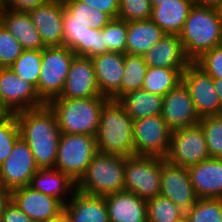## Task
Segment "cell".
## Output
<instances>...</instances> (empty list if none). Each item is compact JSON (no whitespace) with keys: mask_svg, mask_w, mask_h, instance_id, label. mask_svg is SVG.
<instances>
[{"mask_svg":"<svg viewBox=\"0 0 222 222\" xmlns=\"http://www.w3.org/2000/svg\"><path fill=\"white\" fill-rule=\"evenodd\" d=\"M63 11V0H48L45 4L28 12L45 47L63 46Z\"/></svg>","mask_w":222,"mask_h":222,"instance_id":"16","label":"cell"},{"mask_svg":"<svg viewBox=\"0 0 222 222\" xmlns=\"http://www.w3.org/2000/svg\"><path fill=\"white\" fill-rule=\"evenodd\" d=\"M94 9L106 13L111 19L118 18L119 0H80Z\"/></svg>","mask_w":222,"mask_h":222,"instance_id":"44","label":"cell"},{"mask_svg":"<svg viewBox=\"0 0 222 222\" xmlns=\"http://www.w3.org/2000/svg\"><path fill=\"white\" fill-rule=\"evenodd\" d=\"M1 8H2V0H0V11H1Z\"/></svg>","mask_w":222,"mask_h":222,"instance_id":"52","label":"cell"},{"mask_svg":"<svg viewBox=\"0 0 222 222\" xmlns=\"http://www.w3.org/2000/svg\"><path fill=\"white\" fill-rule=\"evenodd\" d=\"M97 151L118 156H134L133 119L118 100L102 107L96 135Z\"/></svg>","mask_w":222,"mask_h":222,"instance_id":"3","label":"cell"},{"mask_svg":"<svg viewBox=\"0 0 222 222\" xmlns=\"http://www.w3.org/2000/svg\"><path fill=\"white\" fill-rule=\"evenodd\" d=\"M109 222H148L147 201L138 195L121 191L105 196Z\"/></svg>","mask_w":222,"mask_h":222,"instance_id":"23","label":"cell"},{"mask_svg":"<svg viewBox=\"0 0 222 222\" xmlns=\"http://www.w3.org/2000/svg\"><path fill=\"white\" fill-rule=\"evenodd\" d=\"M0 22L21 43L24 50H42L45 48L40 34L27 12L2 7Z\"/></svg>","mask_w":222,"mask_h":222,"instance_id":"25","label":"cell"},{"mask_svg":"<svg viewBox=\"0 0 222 222\" xmlns=\"http://www.w3.org/2000/svg\"><path fill=\"white\" fill-rule=\"evenodd\" d=\"M28 186L33 190L60 200L64 205L69 201L76 189V183L55 167L39 168L31 178Z\"/></svg>","mask_w":222,"mask_h":222,"instance_id":"26","label":"cell"},{"mask_svg":"<svg viewBox=\"0 0 222 222\" xmlns=\"http://www.w3.org/2000/svg\"><path fill=\"white\" fill-rule=\"evenodd\" d=\"M75 56V53L64 45L42 49L41 69L36 91L45 104L62 93Z\"/></svg>","mask_w":222,"mask_h":222,"instance_id":"6","label":"cell"},{"mask_svg":"<svg viewBox=\"0 0 222 222\" xmlns=\"http://www.w3.org/2000/svg\"><path fill=\"white\" fill-rule=\"evenodd\" d=\"M181 82L188 89L195 111L200 118L222 114L214 79L195 62H191L182 72Z\"/></svg>","mask_w":222,"mask_h":222,"instance_id":"11","label":"cell"},{"mask_svg":"<svg viewBox=\"0 0 222 222\" xmlns=\"http://www.w3.org/2000/svg\"><path fill=\"white\" fill-rule=\"evenodd\" d=\"M181 222H189L188 219L186 217H184Z\"/></svg>","mask_w":222,"mask_h":222,"instance_id":"51","label":"cell"},{"mask_svg":"<svg viewBox=\"0 0 222 222\" xmlns=\"http://www.w3.org/2000/svg\"><path fill=\"white\" fill-rule=\"evenodd\" d=\"M11 115L12 113L8 110V108L2 103L0 99V122L6 120Z\"/></svg>","mask_w":222,"mask_h":222,"instance_id":"48","label":"cell"},{"mask_svg":"<svg viewBox=\"0 0 222 222\" xmlns=\"http://www.w3.org/2000/svg\"><path fill=\"white\" fill-rule=\"evenodd\" d=\"M38 169L28 144L20 136L8 158L0 165V183L11 193L28 186Z\"/></svg>","mask_w":222,"mask_h":222,"instance_id":"12","label":"cell"},{"mask_svg":"<svg viewBox=\"0 0 222 222\" xmlns=\"http://www.w3.org/2000/svg\"><path fill=\"white\" fill-rule=\"evenodd\" d=\"M164 35L151 19L127 22L126 53L143 56Z\"/></svg>","mask_w":222,"mask_h":222,"instance_id":"27","label":"cell"},{"mask_svg":"<svg viewBox=\"0 0 222 222\" xmlns=\"http://www.w3.org/2000/svg\"><path fill=\"white\" fill-rule=\"evenodd\" d=\"M161 116L171 131L199 123L193 100L182 82L163 97Z\"/></svg>","mask_w":222,"mask_h":222,"instance_id":"15","label":"cell"},{"mask_svg":"<svg viewBox=\"0 0 222 222\" xmlns=\"http://www.w3.org/2000/svg\"><path fill=\"white\" fill-rule=\"evenodd\" d=\"M160 194L183 211H188L198 197L193 189L187 167L173 165L161 158Z\"/></svg>","mask_w":222,"mask_h":222,"instance_id":"14","label":"cell"},{"mask_svg":"<svg viewBox=\"0 0 222 222\" xmlns=\"http://www.w3.org/2000/svg\"><path fill=\"white\" fill-rule=\"evenodd\" d=\"M143 56L148 67L187 68L191 63L179 35L165 34Z\"/></svg>","mask_w":222,"mask_h":222,"instance_id":"22","label":"cell"},{"mask_svg":"<svg viewBox=\"0 0 222 222\" xmlns=\"http://www.w3.org/2000/svg\"><path fill=\"white\" fill-rule=\"evenodd\" d=\"M21 138L28 144L39 168H54L61 131L55 113L45 104L14 113Z\"/></svg>","mask_w":222,"mask_h":222,"instance_id":"1","label":"cell"},{"mask_svg":"<svg viewBox=\"0 0 222 222\" xmlns=\"http://www.w3.org/2000/svg\"><path fill=\"white\" fill-rule=\"evenodd\" d=\"M109 52L102 30L88 28L84 35V43H79V56L93 58Z\"/></svg>","mask_w":222,"mask_h":222,"instance_id":"40","label":"cell"},{"mask_svg":"<svg viewBox=\"0 0 222 222\" xmlns=\"http://www.w3.org/2000/svg\"><path fill=\"white\" fill-rule=\"evenodd\" d=\"M97 152L96 136L61 133L54 167L77 183Z\"/></svg>","mask_w":222,"mask_h":222,"instance_id":"7","label":"cell"},{"mask_svg":"<svg viewBox=\"0 0 222 222\" xmlns=\"http://www.w3.org/2000/svg\"><path fill=\"white\" fill-rule=\"evenodd\" d=\"M105 96L68 99L54 98L47 105L55 113L61 133L96 136Z\"/></svg>","mask_w":222,"mask_h":222,"instance_id":"4","label":"cell"},{"mask_svg":"<svg viewBox=\"0 0 222 222\" xmlns=\"http://www.w3.org/2000/svg\"><path fill=\"white\" fill-rule=\"evenodd\" d=\"M42 60V50H23L10 68L24 81L37 88Z\"/></svg>","mask_w":222,"mask_h":222,"instance_id":"33","label":"cell"},{"mask_svg":"<svg viewBox=\"0 0 222 222\" xmlns=\"http://www.w3.org/2000/svg\"><path fill=\"white\" fill-rule=\"evenodd\" d=\"M0 99L12 114L45 105L36 88L17 76L10 67L0 68Z\"/></svg>","mask_w":222,"mask_h":222,"instance_id":"13","label":"cell"},{"mask_svg":"<svg viewBox=\"0 0 222 222\" xmlns=\"http://www.w3.org/2000/svg\"><path fill=\"white\" fill-rule=\"evenodd\" d=\"M214 85H215L217 95L219 96L220 104L222 108V79H218V78L214 79Z\"/></svg>","mask_w":222,"mask_h":222,"instance_id":"49","label":"cell"},{"mask_svg":"<svg viewBox=\"0 0 222 222\" xmlns=\"http://www.w3.org/2000/svg\"><path fill=\"white\" fill-rule=\"evenodd\" d=\"M209 157L205 135L199 124L171 132L165 157L167 162L188 168Z\"/></svg>","mask_w":222,"mask_h":222,"instance_id":"9","label":"cell"},{"mask_svg":"<svg viewBox=\"0 0 222 222\" xmlns=\"http://www.w3.org/2000/svg\"><path fill=\"white\" fill-rule=\"evenodd\" d=\"M101 96L91 58L75 56L62 93L56 98L78 99Z\"/></svg>","mask_w":222,"mask_h":222,"instance_id":"19","label":"cell"},{"mask_svg":"<svg viewBox=\"0 0 222 222\" xmlns=\"http://www.w3.org/2000/svg\"><path fill=\"white\" fill-rule=\"evenodd\" d=\"M178 35L186 57L195 62L205 52L222 45L220 9L194 5Z\"/></svg>","mask_w":222,"mask_h":222,"instance_id":"2","label":"cell"},{"mask_svg":"<svg viewBox=\"0 0 222 222\" xmlns=\"http://www.w3.org/2000/svg\"><path fill=\"white\" fill-rule=\"evenodd\" d=\"M171 132L161 115L133 120L135 155L165 158Z\"/></svg>","mask_w":222,"mask_h":222,"instance_id":"10","label":"cell"},{"mask_svg":"<svg viewBox=\"0 0 222 222\" xmlns=\"http://www.w3.org/2000/svg\"><path fill=\"white\" fill-rule=\"evenodd\" d=\"M107 50L115 53H126L127 22L120 18L111 19L102 29Z\"/></svg>","mask_w":222,"mask_h":222,"instance_id":"36","label":"cell"},{"mask_svg":"<svg viewBox=\"0 0 222 222\" xmlns=\"http://www.w3.org/2000/svg\"><path fill=\"white\" fill-rule=\"evenodd\" d=\"M195 63L213 79H222V45L205 52Z\"/></svg>","mask_w":222,"mask_h":222,"instance_id":"41","label":"cell"},{"mask_svg":"<svg viewBox=\"0 0 222 222\" xmlns=\"http://www.w3.org/2000/svg\"><path fill=\"white\" fill-rule=\"evenodd\" d=\"M0 222H32V220L10 198L4 205Z\"/></svg>","mask_w":222,"mask_h":222,"instance_id":"43","label":"cell"},{"mask_svg":"<svg viewBox=\"0 0 222 222\" xmlns=\"http://www.w3.org/2000/svg\"><path fill=\"white\" fill-rule=\"evenodd\" d=\"M184 217L185 211L161 194L147 201L148 222H181Z\"/></svg>","mask_w":222,"mask_h":222,"instance_id":"32","label":"cell"},{"mask_svg":"<svg viewBox=\"0 0 222 222\" xmlns=\"http://www.w3.org/2000/svg\"><path fill=\"white\" fill-rule=\"evenodd\" d=\"M63 45L79 56V43H84V35L89 27L79 22H63Z\"/></svg>","mask_w":222,"mask_h":222,"instance_id":"42","label":"cell"},{"mask_svg":"<svg viewBox=\"0 0 222 222\" xmlns=\"http://www.w3.org/2000/svg\"><path fill=\"white\" fill-rule=\"evenodd\" d=\"M152 7L151 20L165 34L178 35L194 6L192 0L150 1Z\"/></svg>","mask_w":222,"mask_h":222,"instance_id":"24","label":"cell"},{"mask_svg":"<svg viewBox=\"0 0 222 222\" xmlns=\"http://www.w3.org/2000/svg\"><path fill=\"white\" fill-rule=\"evenodd\" d=\"M161 158L155 156L125 157L124 191L148 201L160 194Z\"/></svg>","mask_w":222,"mask_h":222,"instance_id":"8","label":"cell"},{"mask_svg":"<svg viewBox=\"0 0 222 222\" xmlns=\"http://www.w3.org/2000/svg\"><path fill=\"white\" fill-rule=\"evenodd\" d=\"M45 222H70L68 216L66 215V213L63 211L60 215H58L57 217L51 219V220H47Z\"/></svg>","mask_w":222,"mask_h":222,"instance_id":"50","label":"cell"},{"mask_svg":"<svg viewBox=\"0 0 222 222\" xmlns=\"http://www.w3.org/2000/svg\"><path fill=\"white\" fill-rule=\"evenodd\" d=\"M19 137L20 130L15 114L0 122V165L8 158Z\"/></svg>","mask_w":222,"mask_h":222,"instance_id":"39","label":"cell"},{"mask_svg":"<svg viewBox=\"0 0 222 222\" xmlns=\"http://www.w3.org/2000/svg\"><path fill=\"white\" fill-rule=\"evenodd\" d=\"M23 50L21 43L0 22V68L10 67Z\"/></svg>","mask_w":222,"mask_h":222,"instance_id":"37","label":"cell"},{"mask_svg":"<svg viewBox=\"0 0 222 222\" xmlns=\"http://www.w3.org/2000/svg\"><path fill=\"white\" fill-rule=\"evenodd\" d=\"M147 70L148 66L145 63L144 56L125 53L121 97L130 91L142 88Z\"/></svg>","mask_w":222,"mask_h":222,"instance_id":"31","label":"cell"},{"mask_svg":"<svg viewBox=\"0 0 222 222\" xmlns=\"http://www.w3.org/2000/svg\"><path fill=\"white\" fill-rule=\"evenodd\" d=\"M10 198H11V193L7 191L0 183V219L4 205L9 201Z\"/></svg>","mask_w":222,"mask_h":222,"instance_id":"47","label":"cell"},{"mask_svg":"<svg viewBox=\"0 0 222 222\" xmlns=\"http://www.w3.org/2000/svg\"><path fill=\"white\" fill-rule=\"evenodd\" d=\"M210 158H222V115L200 118Z\"/></svg>","mask_w":222,"mask_h":222,"instance_id":"35","label":"cell"},{"mask_svg":"<svg viewBox=\"0 0 222 222\" xmlns=\"http://www.w3.org/2000/svg\"><path fill=\"white\" fill-rule=\"evenodd\" d=\"M193 5L199 7H212L220 9L222 6V0H192Z\"/></svg>","mask_w":222,"mask_h":222,"instance_id":"46","label":"cell"},{"mask_svg":"<svg viewBox=\"0 0 222 222\" xmlns=\"http://www.w3.org/2000/svg\"><path fill=\"white\" fill-rule=\"evenodd\" d=\"M118 101L133 120L161 115L163 97L143 89L130 91Z\"/></svg>","mask_w":222,"mask_h":222,"instance_id":"28","label":"cell"},{"mask_svg":"<svg viewBox=\"0 0 222 222\" xmlns=\"http://www.w3.org/2000/svg\"><path fill=\"white\" fill-rule=\"evenodd\" d=\"M47 1L48 0H2V7L28 13L38 6L45 4Z\"/></svg>","mask_w":222,"mask_h":222,"instance_id":"45","label":"cell"},{"mask_svg":"<svg viewBox=\"0 0 222 222\" xmlns=\"http://www.w3.org/2000/svg\"><path fill=\"white\" fill-rule=\"evenodd\" d=\"M185 69L148 67L141 89L164 97L181 82Z\"/></svg>","mask_w":222,"mask_h":222,"instance_id":"30","label":"cell"},{"mask_svg":"<svg viewBox=\"0 0 222 222\" xmlns=\"http://www.w3.org/2000/svg\"><path fill=\"white\" fill-rule=\"evenodd\" d=\"M185 217L189 222H222V198H198Z\"/></svg>","mask_w":222,"mask_h":222,"instance_id":"34","label":"cell"},{"mask_svg":"<svg viewBox=\"0 0 222 222\" xmlns=\"http://www.w3.org/2000/svg\"><path fill=\"white\" fill-rule=\"evenodd\" d=\"M63 22H79L93 29L101 30L111 18L80 0H63Z\"/></svg>","mask_w":222,"mask_h":222,"instance_id":"29","label":"cell"},{"mask_svg":"<svg viewBox=\"0 0 222 222\" xmlns=\"http://www.w3.org/2000/svg\"><path fill=\"white\" fill-rule=\"evenodd\" d=\"M64 212L70 222H109L105 196L92 195L75 189Z\"/></svg>","mask_w":222,"mask_h":222,"instance_id":"21","label":"cell"},{"mask_svg":"<svg viewBox=\"0 0 222 222\" xmlns=\"http://www.w3.org/2000/svg\"><path fill=\"white\" fill-rule=\"evenodd\" d=\"M91 60L100 94L112 100L121 98L125 54L105 52Z\"/></svg>","mask_w":222,"mask_h":222,"instance_id":"18","label":"cell"},{"mask_svg":"<svg viewBox=\"0 0 222 222\" xmlns=\"http://www.w3.org/2000/svg\"><path fill=\"white\" fill-rule=\"evenodd\" d=\"M198 198H222V158H208L188 167Z\"/></svg>","mask_w":222,"mask_h":222,"instance_id":"20","label":"cell"},{"mask_svg":"<svg viewBox=\"0 0 222 222\" xmlns=\"http://www.w3.org/2000/svg\"><path fill=\"white\" fill-rule=\"evenodd\" d=\"M124 170V156L97 152L76 189L99 196L124 191Z\"/></svg>","mask_w":222,"mask_h":222,"instance_id":"5","label":"cell"},{"mask_svg":"<svg viewBox=\"0 0 222 222\" xmlns=\"http://www.w3.org/2000/svg\"><path fill=\"white\" fill-rule=\"evenodd\" d=\"M11 199L34 222L51 220L64 211V204L60 200L29 186L12 191Z\"/></svg>","mask_w":222,"mask_h":222,"instance_id":"17","label":"cell"},{"mask_svg":"<svg viewBox=\"0 0 222 222\" xmlns=\"http://www.w3.org/2000/svg\"><path fill=\"white\" fill-rule=\"evenodd\" d=\"M150 0H119L118 18L126 22L151 19Z\"/></svg>","mask_w":222,"mask_h":222,"instance_id":"38","label":"cell"}]
</instances>
